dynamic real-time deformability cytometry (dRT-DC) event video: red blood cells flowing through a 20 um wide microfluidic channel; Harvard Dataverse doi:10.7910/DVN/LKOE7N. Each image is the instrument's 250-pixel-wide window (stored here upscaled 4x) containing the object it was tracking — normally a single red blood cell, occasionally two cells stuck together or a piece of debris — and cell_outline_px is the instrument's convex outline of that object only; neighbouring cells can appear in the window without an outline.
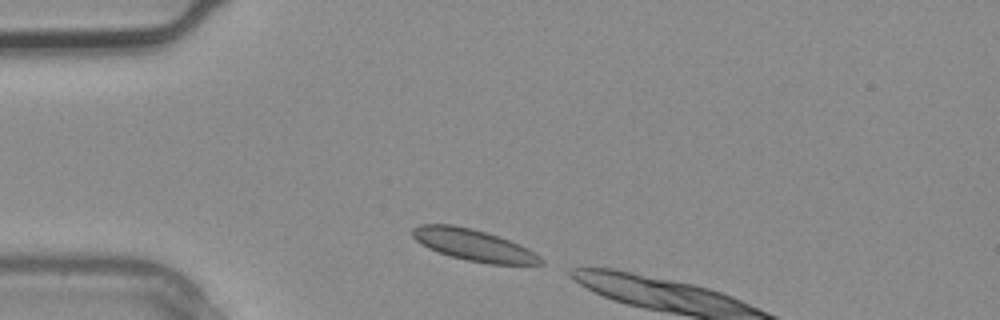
{"species": "common noctule bat (a hibernating species)", "species_latin": "Nyctalus noctula", "temperature_condition": "warm", "stored_images_in_passage": 1, "camera_frame_rate_fps": 3000, "um_per_image_px": 0.085, "animal": {"sex": "male", "body_mass_g": 20.4}, "frame": {"image": 1, "passage_image": 1, "time_ms": 0.0, "image_size_px": [1000, 320], "cell_outline_px": [[544, 264], [488, 264], [468, 260], [452, 256], [428, 248], [416, 240], [412, 236], [412, 228], [420, 224], [452, 224], [472, 228], [520, 244], [528, 248], [540, 256], [544, 260]], "centroid_in_image_um": [40.26, 20.82], "position_along_channel_um": 44.7, "area_um2": 23.35}}